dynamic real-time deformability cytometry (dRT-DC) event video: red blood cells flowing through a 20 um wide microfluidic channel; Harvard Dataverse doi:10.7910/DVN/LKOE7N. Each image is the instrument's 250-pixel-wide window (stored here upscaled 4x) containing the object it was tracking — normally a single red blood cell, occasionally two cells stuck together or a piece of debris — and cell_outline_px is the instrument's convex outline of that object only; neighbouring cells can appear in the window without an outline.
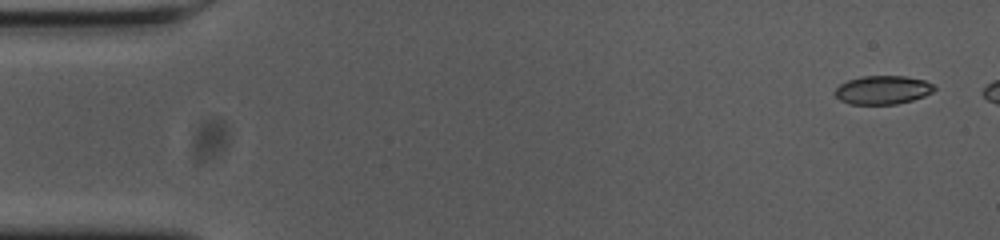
{"species": "common noctule bat (a hibernating species)", "species_latin": "Nyctalus noctula", "temperature_condition": "cold", "stored_images_in_passage": 46, "camera_frame_rate_fps": 3000, "um_per_image_px": 0.085, "animal": {"sex": "female", "body_mass_g": 23.0, "forearm_length_mm": 53.4}, "frame": {"image": 1, "passage_image": 1, "time_ms": 0.0, "image_size_px": [1000, 240], "cell_outline_px": [[936, 88], [932, 92], [924, 96], [912, 100], [896, 104], [848, 104], [840, 100], [836, 96], [836, 88], [840, 84], [848, 80], [860, 76], [904, 76], [924, 80], [932, 84]], "centroid_in_image_um": [75.02, 7.64], "position_along_channel_um": 10.0, "area_um2": 16.47}}
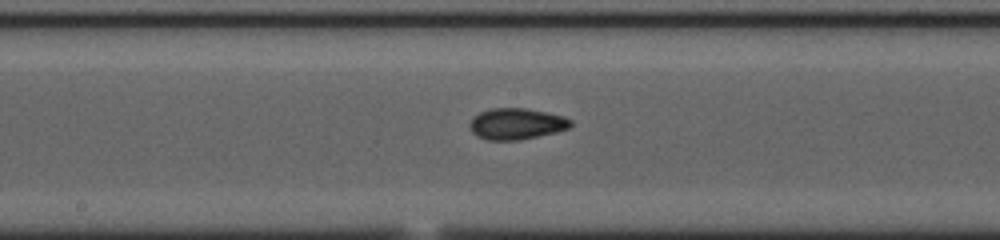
{"frame": {"image": 2, "passage_image": 27, "time_ms": 8.667, "image_size_px": [1000, 240], "cell_outline_px": [[572, 124], [568, 128], [556, 132], [520, 140], [488, 140], [476, 136], [472, 132], [468, 124], [472, 116], [480, 112], [492, 108], [528, 108], [564, 116], [572, 120]], "centroid_in_image_um": [43.87, 10.52], "position_along_channel_um": 204.3, "area_um2": 18.55}}
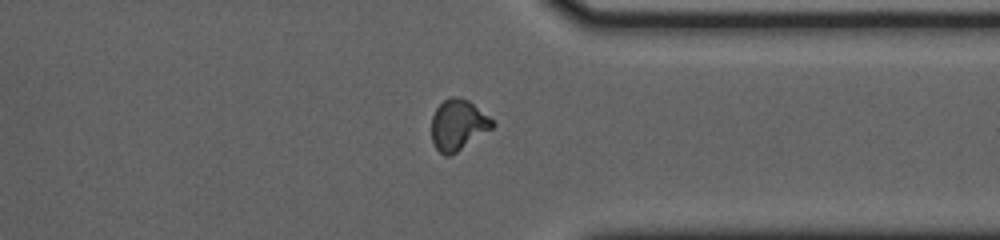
{"frame": {"image": 3, "passage_image": 41, "time_ms": 13.333, "image_size_px": [1000, 240], "cell_outline_px": [[496, 124], [492, 128], [456, 152], [448, 156], [444, 156], [436, 148], [432, 140], [432, 116], [436, 108], [448, 96], [460, 96], [468, 100], [488, 116]], "centroid_in_image_um": [38.92, 10.59], "position_along_channel_um": 372.5, "area_um2": 17.8}}